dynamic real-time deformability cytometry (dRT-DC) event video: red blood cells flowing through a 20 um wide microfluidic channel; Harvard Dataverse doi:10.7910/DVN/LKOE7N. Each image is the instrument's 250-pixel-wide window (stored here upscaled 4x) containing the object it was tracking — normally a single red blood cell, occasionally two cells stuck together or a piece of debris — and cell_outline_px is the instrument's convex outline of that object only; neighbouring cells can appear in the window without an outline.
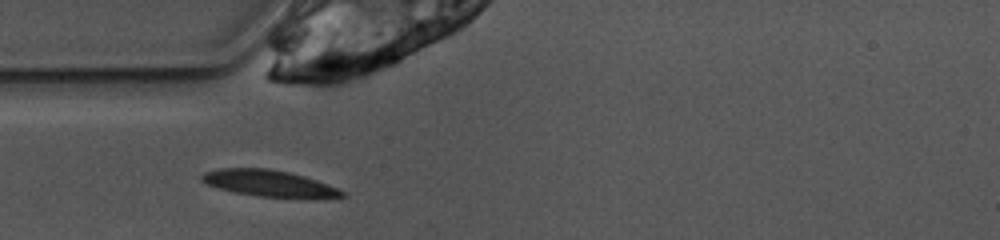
{"species": "common noctule bat (a hibernating species)", "species_latin": "Nyctalus noctula", "temperature_condition": "warm", "stored_images_in_passage": 34, "camera_frame_rate_fps": 3000, "um_per_image_px": 0.085, "animal": {"sex": "female", "body_mass_g": 10.0, "forearm_length_mm": 53.1}, "frame": {"image": 1, "passage_image": 1, "time_ms": 0.0, "image_size_px": [1000, 240], "cell_outline_px": [[348, 196], [324, 200], [260, 196], [236, 192], [220, 188], [208, 184], [200, 180], [200, 176], [204, 172], [220, 168], [268, 168], [288, 172], [304, 176], [316, 180], [336, 188], [344, 192]], "centroid_in_image_um": [22.97, 15.61], "position_along_channel_um": 62.0, "area_um2": 21.91}}
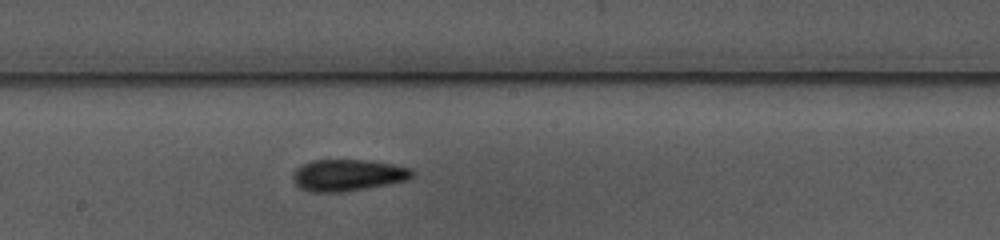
{"frame": {"image": 2, "passage_image": 13, "time_ms": 4.0, "image_size_px": [1000, 240], "cell_outline_px": [[416, 172], [408, 180], [388, 184], [344, 192], [308, 192], [300, 188], [292, 180], [292, 176], [296, 168], [312, 160], [364, 160], [392, 164], [412, 168]], "centroid_in_image_um": [29.57, 14.89], "position_along_channel_um": 218.6, "area_um2": 22.08}}
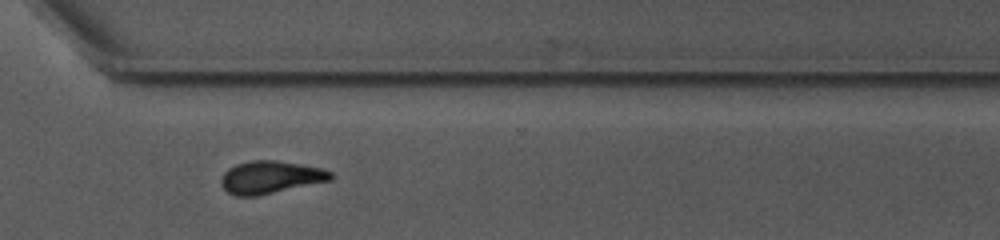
{"frame": {"image": 3, "passage_image": 23, "time_ms": 7.333, "image_size_px": [1000, 240], "cell_outline_px": [[332, 180], [256, 196], [236, 196], [228, 192], [220, 184], [220, 180], [224, 172], [228, 168], [236, 164], [252, 160], [276, 160], [300, 164], [320, 168], [332, 172]], "centroid_in_image_um": [22.96, 15.06], "position_along_channel_um": 347.6, "area_um2": 20.75}, "authors_computed_cell_mechanics": {"area_um2": 20.808, "velocity_mm_per_s": 3.8853, "shape_relaxation_time_tau1_ms": 8.5862, "shape_relaxation_time_tau2_ms": 2.8275, "deformation_change_tau1": 0.1906, "deformation_change_tau2": 0.0883}}